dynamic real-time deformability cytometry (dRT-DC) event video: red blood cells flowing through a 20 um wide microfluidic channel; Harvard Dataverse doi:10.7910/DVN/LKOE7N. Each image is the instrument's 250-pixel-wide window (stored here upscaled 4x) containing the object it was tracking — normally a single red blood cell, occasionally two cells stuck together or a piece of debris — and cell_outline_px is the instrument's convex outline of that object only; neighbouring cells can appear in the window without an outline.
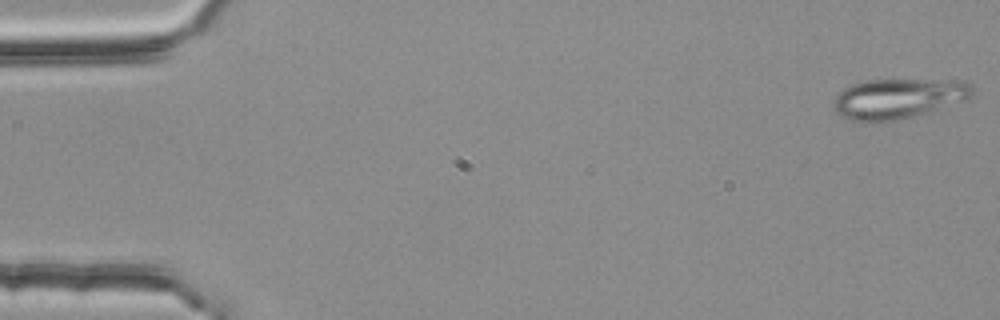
{"species": "common noctule bat (a hibernating species)", "species_latin": "Nyctalus noctula", "temperature_condition": "room temperature", "stored_images_in_passage": 53, "segment_of_instrument_passage": [1, 2], "camera_frame_rate_fps": 3000, "um_per_image_px": 0.085, "animal": {"sex": "female", "body_mass_g": 25.1}, "frame": {"image": 1, "passage_image": 1, "time_ms": 0.0, "image_size_px": [1000, 320], "cell_outline_px": [[972, 96], [968, 100], [928, 112], [896, 120], [876, 124], [868, 124], [852, 120], [840, 116], [832, 108], [832, 100], [844, 88], [852, 84], [868, 80], [964, 80], [972, 84]], "centroid_in_image_um": [76.32, 8.4], "position_along_channel_um": 8.7, "area_um2": 33.06}}